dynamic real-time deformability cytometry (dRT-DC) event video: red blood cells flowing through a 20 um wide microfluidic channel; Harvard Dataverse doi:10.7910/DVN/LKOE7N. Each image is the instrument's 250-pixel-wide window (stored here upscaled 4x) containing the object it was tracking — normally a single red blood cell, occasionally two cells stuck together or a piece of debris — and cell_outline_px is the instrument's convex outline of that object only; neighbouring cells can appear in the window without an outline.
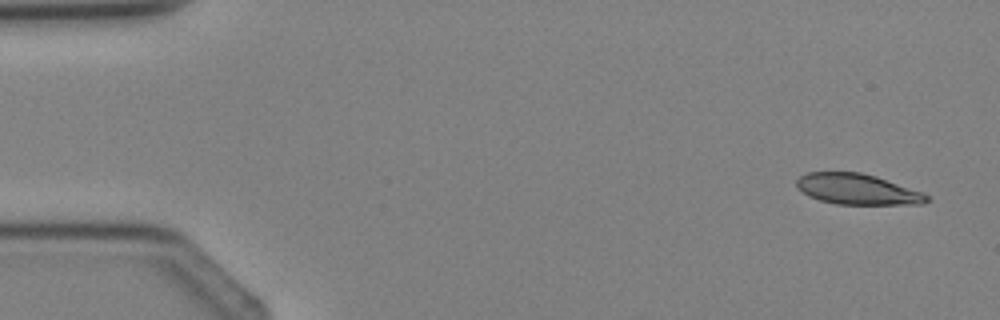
{"species": "Egyptian fruit bat (a non-hibernating species)", "species_latin": "Rousettus aegyptiacus", "temperature_condition": "cold", "stored_images_in_passage": 3, "camera_frame_rate_fps": 3000, "um_per_image_px": 0.085, "animal": {"sex": "female"}, "frame": {"image": 1, "passage_image": 1, "time_ms": 0.0, "image_size_px": [1000, 320], "cell_outline_px": [[928, 200], [924, 204], [836, 204], [820, 200], [808, 196], [796, 184], [796, 180], [800, 176], [808, 172], [860, 172], [876, 176], [920, 192], [928, 196]], "centroid_in_image_um": [72.84, 16.08], "position_along_channel_um": 12.2, "area_um2": 22.89}}